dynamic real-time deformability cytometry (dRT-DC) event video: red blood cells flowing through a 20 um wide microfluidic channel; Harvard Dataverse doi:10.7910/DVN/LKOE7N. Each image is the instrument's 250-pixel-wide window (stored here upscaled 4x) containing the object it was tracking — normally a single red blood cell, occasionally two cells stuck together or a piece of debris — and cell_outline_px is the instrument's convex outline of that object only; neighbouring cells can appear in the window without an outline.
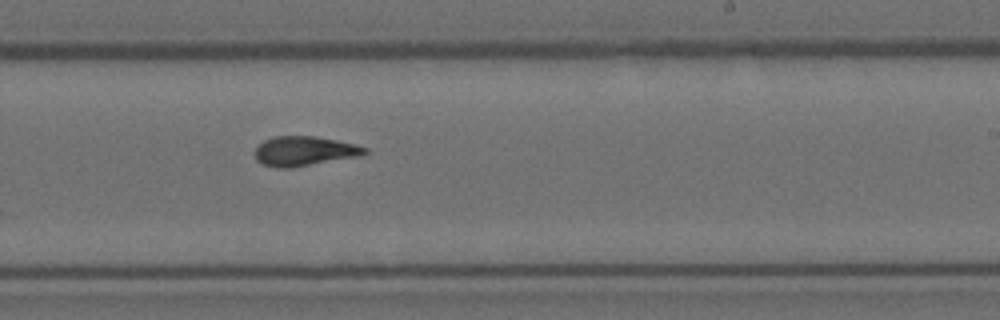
{"species": "Egyptian fruit bat (a non-hibernating species)", "species_latin": "Rousettus aegyptiacus", "temperature_condition": "room temperature", "stored_images_in_passage": 8, "camera_frame_rate_fps": 3000, "um_per_image_px": 0.085, "animal": {"sex": "female"}, "frame": {"image": 1, "passage_image": 8, "time_ms": 2.333, "image_size_px": [1000, 320], "cell_outline_px": [[368, 152], [360, 156], [292, 168], [276, 168], [264, 164], [256, 160], [252, 152], [264, 140], [276, 136], [316, 136], [356, 144], [368, 148]], "centroid_in_image_um": [25.86, 12.85], "position_along_channel_um": 263.1, "area_um2": 19.13}}